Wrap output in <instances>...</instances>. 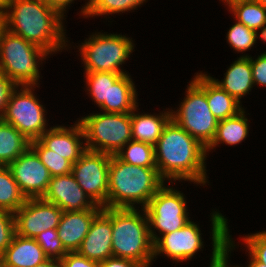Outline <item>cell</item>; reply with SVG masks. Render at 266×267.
I'll use <instances>...</instances> for the list:
<instances>
[{
  "mask_svg": "<svg viewBox=\"0 0 266 267\" xmlns=\"http://www.w3.org/2000/svg\"><path fill=\"white\" fill-rule=\"evenodd\" d=\"M62 212L57 205L42 198H28L14 213L16 234L35 238L45 230L57 228Z\"/></svg>",
  "mask_w": 266,
  "mask_h": 267,
  "instance_id": "7c38bea8",
  "label": "cell"
},
{
  "mask_svg": "<svg viewBox=\"0 0 266 267\" xmlns=\"http://www.w3.org/2000/svg\"><path fill=\"white\" fill-rule=\"evenodd\" d=\"M7 167L27 199L44 196L51 176L40 157L31 147Z\"/></svg>",
  "mask_w": 266,
  "mask_h": 267,
  "instance_id": "4fadbf2b",
  "label": "cell"
},
{
  "mask_svg": "<svg viewBox=\"0 0 266 267\" xmlns=\"http://www.w3.org/2000/svg\"><path fill=\"white\" fill-rule=\"evenodd\" d=\"M189 83L179 109H171V119L207 147L215 136L219 120L207 103L206 73L200 71Z\"/></svg>",
  "mask_w": 266,
  "mask_h": 267,
  "instance_id": "8992f818",
  "label": "cell"
},
{
  "mask_svg": "<svg viewBox=\"0 0 266 267\" xmlns=\"http://www.w3.org/2000/svg\"><path fill=\"white\" fill-rule=\"evenodd\" d=\"M77 252L98 263L113 257L112 208L105 207L94 217Z\"/></svg>",
  "mask_w": 266,
  "mask_h": 267,
  "instance_id": "9a60e30c",
  "label": "cell"
},
{
  "mask_svg": "<svg viewBox=\"0 0 266 267\" xmlns=\"http://www.w3.org/2000/svg\"><path fill=\"white\" fill-rule=\"evenodd\" d=\"M242 237L245 247L259 262L266 267V231L245 235Z\"/></svg>",
  "mask_w": 266,
  "mask_h": 267,
  "instance_id": "d590c367",
  "label": "cell"
},
{
  "mask_svg": "<svg viewBox=\"0 0 266 267\" xmlns=\"http://www.w3.org/2000/svg\"><path fill=\"white\" fill-rule=\"evenodd\" d=\"M201 230L192 220L174 232L162 235L154 243V259L163 254L172 261L191 260L203 247Z\"/></svg>",
  "mask_w": 266,
  "mask_h": 267,
  "instance_id": "5bb4252c",
  "label": "cell"
},
{
  "mask_svg": "<svg viewBox=\"0 0 266 267\" xmlns=\"http://www.w3.org/2000/svg\"><path fill=\"white\" fill-rule=\"evenodd\" d=\"M215 84L241 103L242 96L250 94L254 87L250 55L237 58L226 70L224 79L219 81L208 75Z\"/></svg>",
  "mask_w": 266,
  "mask_h": 267,
  "instance_id": "d6986e66",
  "label": "cell"
},
{
  "mask_svg": "<svg viewBox=\"0 0 266 267\" xmlns=\"http://www.w3.org/2000/svg\"><path fill=\"white\" fill-rule=\"evenodd\" d=\"M64 18L40 0H9L3 26L51 55L69 48Z\"/></svg>",
  "mask_w": 266,
  "mask_h": 267,
  "instance_id": "7a4b0ae2",
  "label": "cell"
},
{
  "mask_svg": "<svg viewBox=\"0 0 266 267\" xmlns=\"http://www.w3.org/2000/svg\"><path fill=\"white\" fill-rule=\"evenodd\" d=\"M212 255L209 267H237L229 266V252L235 249V242L231 238L228 220L221 213L213 211L211 214Z\"/></svg>",
  "mask_w": 266,
  "mask_h": 267,
  "instance_id": "7402d4cb",
  "label": "cell"
},
{
  "mask_svg": "<svg viewBox=\"0 0 266 267\" xmlns=\"http://www.w3.org/2000/svg\"><path fill=\"white\" fill-rule=\"evenodd\" d=\"M47 258L61 260L68 252L58 237L57 228L45 230L35 237Z\"/></svg>",
  "mask_w": 266,
  "mask_h": 267,
  "instance_id": "836d02e7",
  "label": "cell"
},
{
  "mask_svg": "<svg viewBox=\"0 0 266 267\" xmlns=\"http://www.w3.org/2000/svg\"><path fill=\"white\" fill-rule=\"evenodd\" d=\"M34 267H61L60 260L47 258Z\"/></svg>",
  "mask_w": 266,
  "mask_h": 267,
  "instance_id": "b9f144b4",
  "label": "cell"
},
{
  "mask_svg": "<svg viewBox=\"0 0 266 267\" xmlns=\"http://www.w3.org/2000/svg\"><path fill=\"white\" fill-rule=\"evenodd\" d=\"M112 252L113 257L131 259L141 267H151L155 261L154 242L145 209L112 208Z\"/></svg>",
  "mask_w": 266,
  "mask_h": 267,
  "instance_id": "277c9868",
  "label": "cell"
},
{
  "mask_svg": "<svg viewBox=\"0 0 266 267\" xmlns=\"http://www.w3.org/2000/svg\"><path fill=\"white\" fill-rule=\"evenodd\" d=\"M27 198L7 166H0V209L15 213Z\"/></svg>",
  "mask_w": 266,
  "mask_h": 267,
  "instance_id": "83f0119b",
  "label": "cell"
},
{
  "mask_svg": "<svg viewBox=\"0 0 266 267\" xmlns=\"http://www.w3.org/2000/svg\"><path fill=\"white\" fill-rule=\"evenodd\" d=\"M262 40H263L264 42H266V32H265V34L262 36Z\"/></svg>",
  "mask_w": 266,
  "mask_h": 267,
  "instance_id": "7dc6e473",
  "label": "cell"
},
{
  "mask_svg": "<svg viewBox=\"0 0 266 267\" xmlns=\"http://www.w3.org/2000/svg\"><path fill=\"white\" fill-rule=\"evenodd\" d=\"M111 155L86 150L72 164V174L76 182L98 206L107 207L108 174Z\"/></svg>",
  "mask_w": 266,
  "mask_h": 267,
  "instance_id": "8fae6325",
  "label": "cell"
},
{
  "mask_svg": "<svg viewBox=\"0 0 266 267\" xmlns=\"http://www.w3.org/2000/svg\"><path fill=\"white\" fill-rule=\"evenodd\" d=\"M87 150L115 155L132 140L131 113H93L78 120Z\"/></svg>",
  "mask_w": 266,
  "mask_h": 267,
  "instance_id": "ba28073f",
  "label": "cell"
},
{
  "mask_svg": "<svg viewBox=\"0 0 266 267\" xmlns=\"http://www.w3.org/2000/svg\"><path fill=\"white\" fill-rule=\"evenodd\" d=\"M42 199L57 205L64 212L93 209L97 206L79 186L72 173L51 177Z\"/></svg>",
  "mask_w": 266,
  "mask_h": 267,
  "instance_id": "2e32d148",
  "label": "cell"
},
{
  "mask_svg": "<svg viewBox=\"0 0 266 267\" xmlns=\"http://www.w3.org/2000/svg\"><path fill=\"white\" fill-rule=\"evenodd\" d=\"M248 253L250 261L248 262L247 267H264V263L259 262L250 252ZM237 267H243V266L238 265Z\"/></svg>",
  "mask_w": 266,
  "mask_h": 267,
  "instance_id": "7bdbcfd3",
  "label": "cell"
},
{
  "mask_svg": "<svg viewBox=\"0 0 266 267\" xmlns=\"http://www.w3.org/2000/svg\"><path fill=\"white\" fill-rule=\"evenodd\" d=\"M255 59V60H254ZM253 82L255 85L266 87V51L253 58L250 56Z\"/></svg>",
  "mask_w": 266,
  "mask_h": 267,
  "instance_id": "8d00e7d4",
  "label": "cell"
},
{
  "mask_svg": "<svg viewBox=\"0 0 266 267\" xmlns=\"http://www.w3.org/2000/svg\"><path fill=\"white\" fill-rule=\"evenodd\" d=\"M154 152L159 175L169 183L176 180L203 186L209 183L206 147L172 119L154 145Z\"/></svg>",
  "mask_w": 266,
  "mask_h": 267,
  "instance_id": "6da1fadb",
  "label": "cell"
},
{
  "mask_svg": "<svg viewBox=\"0 0 266 267\" xmlns=\"http://www.w3.org/2000/svg\"><path fill=\"white\" fill-rule=\"evenodd\" d=\"M86 90L89 91L92 101L100 107L103 103H109L110 85H113L123 74L111 72L84 73Z\"/></svg>",
  "mask_w": 266,
  "mask_h": 267,
  "instance_id": "f546056e",
  "label": "cell"
},
{
  "mask_svg": "<svg viewBox=\"0 0 266 267\" xmlns=\"http://www.w3.org/2000/svg\"><path fill=\"white\" fill-rule=\"evenodd\" d=\"M61 267H99V263L87 259L77 251L68 252L61 260Z\"/></svg>",
  "mask_w": 266,
  "mask_h": 267,
  "instance_id": "74e56055",
  "label": "cell"
},
{
  "mask_svg": "<svg viewBox=\"0 0 266 267\" xmlns=\"http://www.w3.org/2000/svg\"><path fill=\"white\" fill-rule=\"evenodd\" d=\"M38 140L50 150L74 164L87 150L84 131L77 120L71 127L57 125L50 127Z\"/></svg>",
  "mask_w": 266,
  "mask_h": 267,
  "instance_id": "e0dca14e",
  "label": "cell"
},
{
  "mask_svg": "<svg viewBox=\"0 0 266 267\" xmlns=\"http://www.w3.org/2000/svg\"><path fill=\"white\" fill-rule=\"evenodd\" d=\"M47 259L35 238L15 234L12 242L0 256L2 267H34Z\"/></svg>",
  "mask_w": 266,
  "mask_h": 267,
  "instance_id": "ffe728a7",
  "label": "cell"
},
{
  "mask_svg": "<svg viewBox=\"0 0 266 267\" xmlns=\"http://www.w3.org/2000/svg\"><path fill=\"white\" fill-rule=\"evenodd\" d=\"M3 27V20L0 19V30Z\"/></svg>",
  "mask_w": 266,
  "mask_h": 267,
  "instance_id": "c3c4849f",
  "label": "cell"
},
{
  "mask_svg": "<svg viewBox=\"0 0 266 267\" xmlns=\"http://www.w3.org/2000/svg\"><path fill=\"white\" fill-rule=\"evenodd\" d=\"M249 122L245 116V110L240 111L236 116L220 120L212 142L206 147V153L215 149L219 144L237 145L244 141L249 134Z\"/></svg>",
  "mask_w": 266,
  "mask_h": 267,
  "instance_id": "cb8c5ba5",
  "label": "cell"
},
{
  "mask_svg": "<svg viewBox=\"0 0 266 267\" xmlns=\"http://www.w3.org/2000/svg\"><path fill=\"white\" fill-rule=\"evenodd\" d=\"M257 1L266 8V0H257Z\"/></svg>",
  "mask_w": 266,
  "mask_h": 267,
  "instance_id": "bcb514c9",
  "label": "cell"
},
{
  "mask_svg": "<svg viewBox=\"0 0 266 267\" xmlns=\"http://www.w3.org/2000/svg\"><path fill=\"white\" fill-rule=\"evenodd\" d=\"M36 87L39 85L16 86L9 96L1 118L4 122L14 126L30 141L37 140L45 131L49 130L45 117L47 110L34 94Z\"/></svg>",
  "mask_w": 266,
  "mask_h": 267,
  "instance_id": "9c48e42d",
  "label": "cell"
},
{
  "mask_svg": "<svg viewBox=\"0 0 266 267\" xmlns=\"http://www.w3.org/2000/svg\"><path fill=\"white\" fill-rule=\"evenodd\" d=\"M102 210L96 206L93 209L62 212L57 226L58 237L67 252L77 251L87 235L94 217Z\"/></svg>",
  "mask_w": 266,
  "mask_h": 267,
  "instance_id": "ac0fdd59",
  "label": "cell"
},
{
  "mask_svg": "<svg viewBox=\"0 0 266 267\" xmlns=\"http://www.w3.org/2000/svg\"><path fill=\"white\" fill-rule=\"evenodd\" d=\"M42 3L49 5L56 10H58L61 14L64 15L66 12V8L74 2V0H40Z\"/></svg>",
  "mask_w": 266,
  "mask_h": 267,
  "instance_id": "60d3db41",
  "label": "cell"
},
{
  "mask_svg": "<svg viewBox=\"0 0 266 267\" xmlns=\"http://www.w3.org/2000/svg\"><path fill=\"white\" fill-rule=\"evenodd\" d=\"M241 1H251V0H222L223 3L226 4V6L230 7L232 4L236 2H241Z\"/></svg>",
  "mask_w": 266,
  "mask_h": 267,
  "instance_id": "f6af8a7d",
  "label": "cell"
},
{
  "mask_svg": "<svg viewBox=\"0 0 266 267\" xmlns=\"http://www.w3.org/2000/svg\"><path fill=\"white\" fill-rule=\"evenodd\" d=\"M30 147V140L0 119V166H8Z\"/></svg>",
  "mask_w": 266,
  "mask_h": 267,
  "instance_id": "484cf974",
  "label": "cell"
},
{
  "mask_svg": "<svg viewBox=\"0 0 266 267\" xmlns=\"http://www.w3.org/2000/svg\"><path fill=\"white\" fill-rule=\"evenodd\" d=\"M206 99L209 109L219 121L236 116L244 109L239 101L215 84L207 74Z\"/></svg>",
  "mask_w": 266,
  "mask_h": 267,
  "instance_id": "d4e9b609",
  "label": "cell"
},
{
  "mask_svg": "<svg viewBox=\"0 0 266 267\" xmlns=\"http://www.w3.org/2000/svg\"><path fill=\"white\" fill-rule=\"evenodd\" d=\"M137 94L131 75L123 74L110 85L109 103H103L99 108L106 113H131L138 107Z\"/></svg>",
  "mask_w": 266,
  "mask_h": 267,
  "instance_id": "603a6c76",
  "label": "cell"
},
{
  "mask_svg": "<svg viewBox=\"0 0 266 267\" xmlns=\"http://www.w3.org/2000/svg\"><path fill=\"white\" fill-rule=\"evenodd\" d=\"M184 194L165 184L156 192L146 205L145 212L149 221V231L155 243L162 235L184 227L191 220ZM160 233L157 235L156 231Z\"/></svg>",
  "mask_w": 266,
  "mask_h": 267,
  "instance_id": "30bf717a",
  "label": "cell"
},
{
  "mask_svg": "<svg viewBox=\"0 0 266 267\" xmlns=\"http://www.w3.org/2000/svg\"><path fill=\"white\" fill-rule=\"evenodd\" d=\"M99 267H141L134 260L127 258L110 257L99 263Z\"/></svg>",
  "mask_w": 266,
  "mask_h": 267,
  "instance_id": "ab89813d",
  "label": "cell"
},
{
  "mask_svg": "<svg viewBox=\"0 0 266 267\" xmlns=\"http://www.w3.org/2000/svg\"><path fill=\"white\" fill-rule=\"evenodd\" d=\"M8 1L9 0H0V19L1 20H3L6 15Z\"/></svg>",
  "mask_w": 266,
  "mask_h": 267,
  "instance_id": "ee69618b",
  "label": "cell"
},
{
  "mask_svg": "<svg viewBox=\"0 0 266 267\" xmlns=\"http://www.w3.org/2000/svg\"><path fill=\"white\" fill-rule=\"evenodd\" d=\"M115 155L131 165L156 167L154 146L148 143L131 140Z\"/></svg>",
  "mask_w": 266,
  "mask_h": 267,
  "instance_id": "4dcf8cb0",
  "label": "cell"
},
{
  "mask_svg": "<svg viewBox=\"0 0 266 267\" xmlns=\"http://www.w3.org/2000/svg\"><path fill=\"white\" fill-rule=\"evenodd\" d=\"M16 234L13 212L0 209V256L5 252Z\"/></svg>",
  "mask_w": 266,
  "mask_h": 267,
  "instance_id": "e575fe53",
  "label": "cell"
},
{
  "mask_svg": "<svg viewBox=\"0 0 266 267\" xmlns=\"http://www.w3.org/2000/svg\"><path fill=\"white\" fill-rule=\"evenodd\" d=\"M164 181L156 167L131 165L111 155L107 207L135 209L139 204L144 209Z\"/></svg>",
  "mask_w": 266,
  "mask_h": 267,
  "instance_id": "3957f363",
  "label": "cell"
},
{
  "mask_svg": "<svg viewBox=\"0 0 266 267\" xmlns=\"http://www.w3.org/2000/svg\"><path fill=\"white\" fill-rule=\"evenodd\" d=\"M80 15L88 18L94 16L124 13L140 7L147 0H87Z\"/></svg>",
  "mask_w": 266,
  "mask_h": 267,
  "instance_id": "f1b7e54d",
  "label": "cell"
},
{
  "mask_svg": "<svg viewBox=\"0 0 266 267\" xmlns=\"http://www.w3.org/2000/svg\"><path fill=\"white\" fill-rule=\"evenodd\" d=\"M49 54L4 26L1 28L0 71L16 86H37L40 81L39 64H43Z\"/></svg>",
  "mask_w": 266,
  "mask_h": 267,
  "instance_id": "5b68a950",
  "label": "cell"
},
{
  "mask_svg": "<svg viewBox=\"0 0 266 267\" xmlns=\"http://www.w3.org/2000/svg\"><path fill=\"white\" fill-rule=\"evenodd\" d=\"M30 147L40 157L51 177L72 173V163L53 150L47 149L38 139L30 141Z\"/></svg>",
  "mask_w": 266,
  "mask_h": 267,
  "instance_id": "1f68e13d",
  "label": "cell"
},
{
  "mask_svg": "<svg viewBox=\"0 0 266 267\" xmlns=\"http://www.w3.org/2000/svg\"><path fill=\"white\" fill-rule=\"evenodd\" d=\"M262 40V35L236 21L227 32V42L236 52H246L257 43V39Z\"/></svg>",
  "mask_w": 266,
  "mask_h": 267,
  "instance_id": "d6a6232c",
  "label": "cell"
},
{
  "mask_svg": "<svg viewBox=\"0 0 266 267\" xmlns=\"http://www.w3.org/2000/svg\"><path fill=\"white\" fill-rule=\"evenodd\" d=\"M234 14L235 21L259 32L262 36L266 32V8L257 0L241 1L228 7Z\"/></svg>",
  "mask_w": 266,
  "mask_h": 267,
  "instance_id": "4316f807",
  "label": "cell"
},
{
  "mask_svg": "<svg viewBox=\"0 0 266 267\" xmlns=\"http://www.w3.org/2000/svg\"><path fill=\"white\" fill-rule=\"evenodd\" d=\"M16 85L0 71V119L2 118L9 96Z\"/></svg>",
  "mask_w": 266,
  "mask_h": 267,
  "instance_id": "f35d334b",
  "label": "cell"
},
{
  "mask_svg": "<svg viewBox=\"0 0 266 267\" xmlns=\"http://www.w3.org/2000/svg\"><path fill=\"white\" fill-rule=\"evenodd\" d=\"M134 45L132 38L122 34L92 33L78 48L84 64V73L127 74L120 66L130 57Z\"/></svg>",
  "mask_w": 266,
  "mask_h": 267,
  "instance_id": "52a82bcc",
  "label": "cell"
},
{
  "mask_svg": "<svg viewBox=\"0 0 266 267\" xmlns=\"http://www.w3.org/2000/svg\"><path fill=\"white\" fill-rule=\"evenodd\" d=\"M136 107L131 112L132 140L155 145L162 135L164 127L171 120V110L160 114L136 113Z\"/></svg>",
  "mask_w": 266,
  "mask_h": 267,
  "instance_id": "44dd1931",
  "label": "cell"
}]
</instances>
